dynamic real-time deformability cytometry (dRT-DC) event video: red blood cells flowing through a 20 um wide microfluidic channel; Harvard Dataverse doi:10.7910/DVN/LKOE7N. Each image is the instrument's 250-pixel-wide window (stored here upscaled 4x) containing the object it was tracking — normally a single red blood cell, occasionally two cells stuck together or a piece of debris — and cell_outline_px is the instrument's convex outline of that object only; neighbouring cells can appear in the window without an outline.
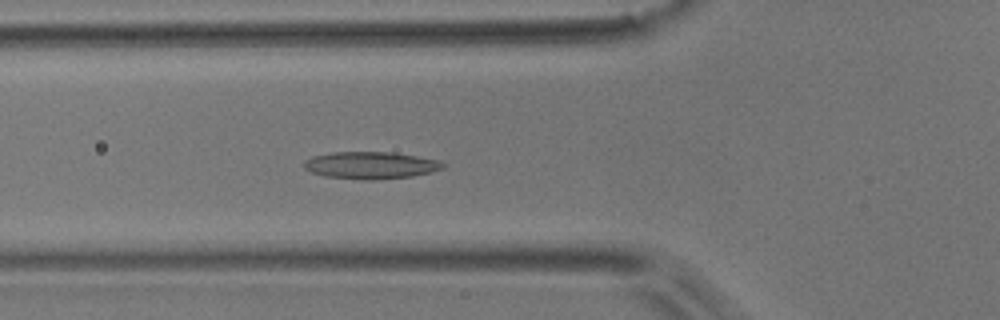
{"species": "common noctule bat (a hibernating species)", "species_latin": "Nyctalus noctula", "temperature_condition": "room temperature", "stored_images_in_passage": 53, "camera_frame_rate_fps": 3000, "um_per_image_px": 0.085, "animal": {"sex": "male", "body_mass_g": 17.9}, "frame": {"image": 1, "passage_image": 19, "time_ms": 6.0, "image_size_px": [1000, 320], "cell_outline_px": [[448, 164], [444, 168], [432, 172], [412, 176], [376, 180], [368, 180], [324, 176], [312, 172], [304, 168], [304, 160], [312, 156], [332, 152], [392, 152], [440, 160]], "centroid_in_image_um": [31.55, 14.04], "position_along_channel_um": 94.3, "area_um2": 22.14}}
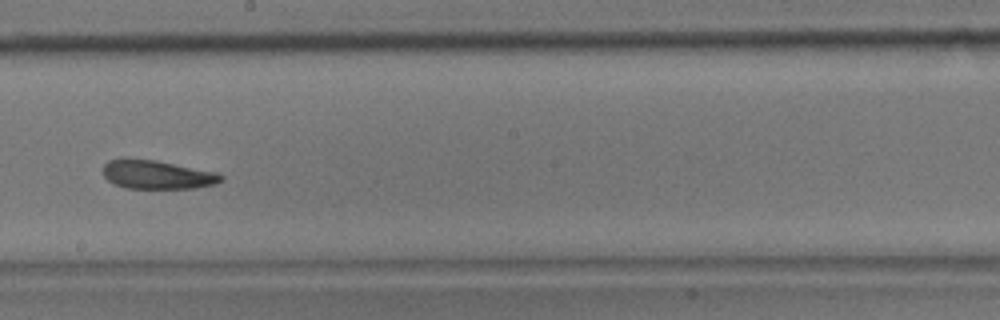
{"frame": {"image": 2, "passage_image": 30, "time_ms": 9.667, "image_size_px": [1000, 320], "cell_outline_px": [[224, 180], [216, 184], [196, 188], [124, 188], [108, 180], [104, 176], [104, 164], [108, 160], [156, 160], [216, 172], [224, 176]], "centroid_in_image_um": [13.42, 14.86], "position_along_channel_um": 234.8, "area_um2": 19.42}}
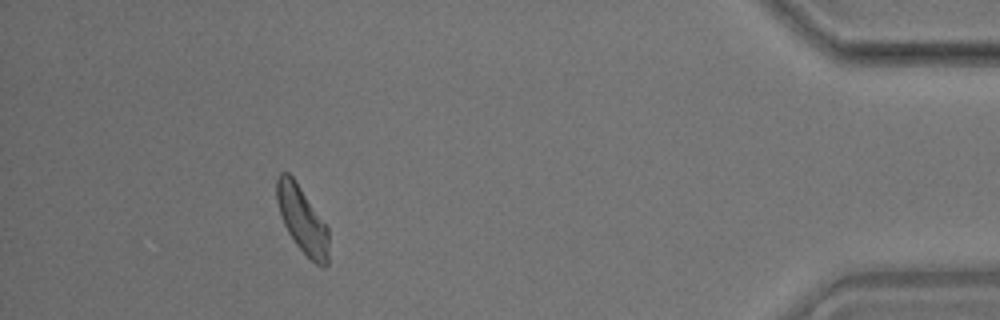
{"frame": {"image": 3, "passage_image": 48, "time_ms": 15.667, "image_size_px": [1000, 320], "cell_outline_px": [[328, 264], [324, 268], [316, 264], [296, 244], [288, 232], [280, 216], [276, 200], [276, 176], [280, 172], [288, 172], [296, 180], [328, 228]], "centroid_in_image_um": [25.67, 18.64], "position_along_channel_um": 409.5, "area_um2": 20.17}, "authors_computed_cell_mechanics": {"area_um2": 20.7502, "velocity_mm_per_s": 3.8292, "shape_relaxation_time_tau1_ms": 4.2729, "shape_relaxation_time_tau2_ms": 4.7157, "deformation_change_tau1": 0.1298, "deformation_change_tau2": 0.1436}}